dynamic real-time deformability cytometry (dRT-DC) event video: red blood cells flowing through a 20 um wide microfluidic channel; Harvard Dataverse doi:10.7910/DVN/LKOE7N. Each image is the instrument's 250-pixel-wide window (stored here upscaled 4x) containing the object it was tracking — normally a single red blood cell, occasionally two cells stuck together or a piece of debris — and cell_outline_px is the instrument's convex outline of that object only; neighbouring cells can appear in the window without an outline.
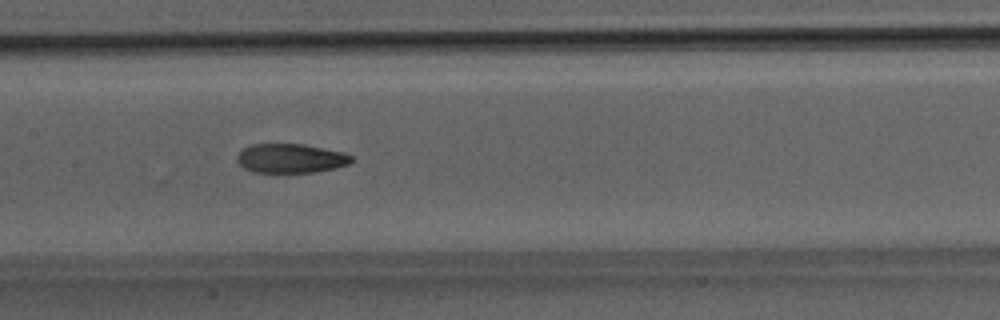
{"species": "Egyptian fruit bat (a non-hibernating species)", "species_latin": "Rousettus aegyptiacus", "temperature_condition": "room temperature", "stored_images_in_passage": 34, "camera_frame_rate_fps": 3000, "um_per_image_px": 0.085, "animal": {"sex": "male"}, "frame": {"image": 1, "passage_image": 15, "time_ms": 4.667, "image_size_px": [1000, 320], "cell_outline_px": [[356, 160], [348, 164], [332, 168], [312, 172], [252, 172], [244, 168], [236, 160], [236, 156], [244, 148], [252, 144], [304, 144], [344, 152], [352, 156]], "centroid_in_image_um": [24.71, 13.45], "position_along_channel_um": 182.7, "area_um2": 19.42}}
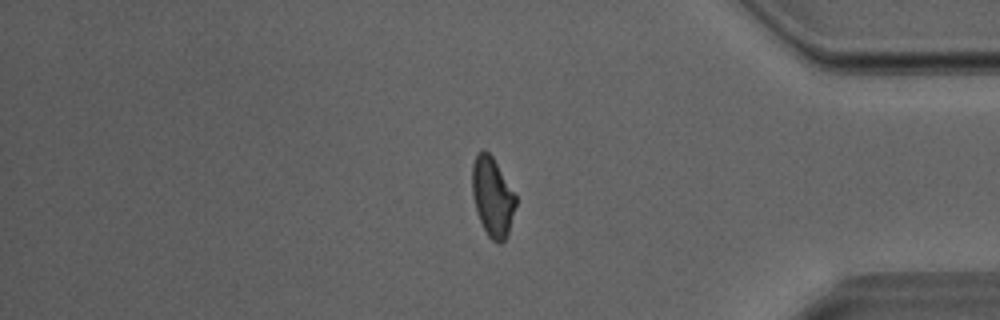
{"frame": {"image": 2, "passage_image": 28, "time_ms": 9.0, "image_size_px": [1000, 320], "cell_outline_px": [[516, 204], [508, 232], [504, 240], [500, 244], [492, 240], [488, 236], [480, 220], [472, 196], [472, 164], [476, 156], [484, 148], [492, 156], [516, 196]], "centroid_in_image_um": [41.85, 16.72], "position_along_channel_um": 393.4, "area_um2": 19.77}}
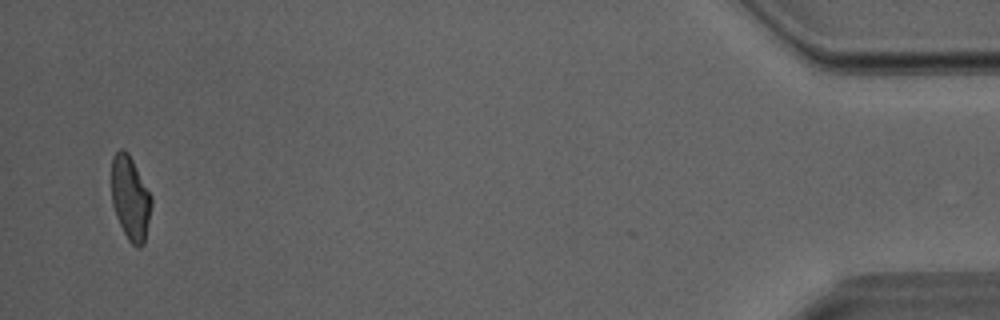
{"frame": {"image": 3, "passage_image": 33, "time_ms": 10.667, "image_size_px": [1000, 320], "cell_outline_px": [[152, 204], [144, 244], [140, 248], [136, 248], [128, 240], [116, 216], [112, 204], [112, 156], [120, 148], [124, 148], [128, 152], [152, 196]], "centroid_in_image_um": [11.08, 16.84], "position_along_channel_um": 424.1, "area_um2": 19.59}}